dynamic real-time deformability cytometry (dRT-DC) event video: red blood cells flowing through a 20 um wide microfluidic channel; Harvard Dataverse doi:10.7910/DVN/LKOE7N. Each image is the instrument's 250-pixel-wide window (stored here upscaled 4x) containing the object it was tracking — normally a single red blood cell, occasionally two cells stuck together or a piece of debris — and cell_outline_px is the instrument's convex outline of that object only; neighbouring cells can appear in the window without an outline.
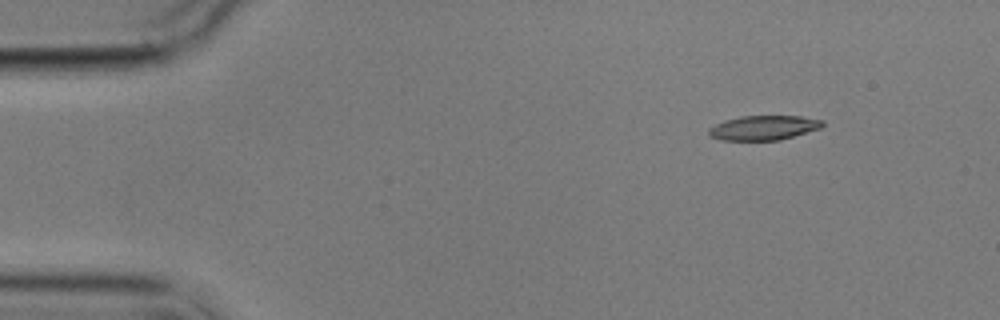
{"species": "common noctule bat (a hibernating species)", "species_latin": "Nyctalus noctula", "temperature_condition": "cold", "stored_images_in_passage": 3, "camera_frame_rate_fps": 3000, "um_per_image_px": 0.085, "animal": {"sex": "male", "body_mass_g": 17.9}, "frame": {"image": 1, "passage_image": 1, "time_ms": 0.0, "image_size_px": [1000, 320], "cell_outline_px": [[824, 124], [820, 128], [780, 140], [720, 140], [708, 136], [708, 128], [724, 120], [740, 116], [800, 116], [824, 120]], "centroid_in_image_um": [64.87, 10.86], "position_along_channel_um": 20.1, "area_um2": 16.3}}